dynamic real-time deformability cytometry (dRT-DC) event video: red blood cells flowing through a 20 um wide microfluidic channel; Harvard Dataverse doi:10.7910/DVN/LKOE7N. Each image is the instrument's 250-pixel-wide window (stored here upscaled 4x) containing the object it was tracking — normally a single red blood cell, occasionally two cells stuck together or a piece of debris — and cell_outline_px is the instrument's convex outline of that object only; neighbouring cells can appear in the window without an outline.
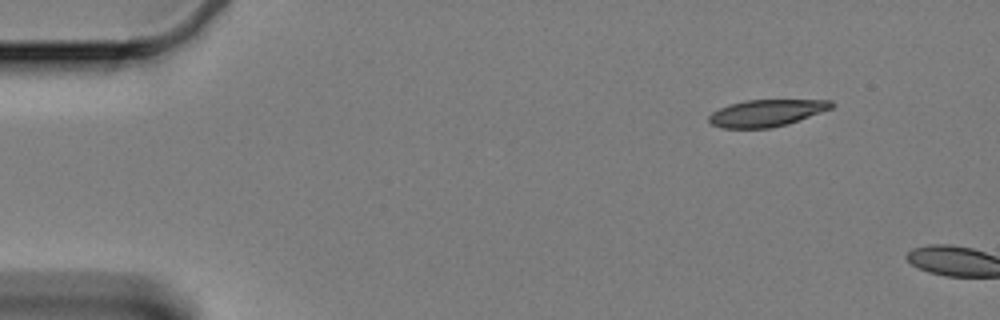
{"species": "Egyptian fruit bat (a non-hibernating species)", "species_latin": "Rousettus aegyptiacus", "temperature_condition": "cold", "stored_images_in_passage": 4, "camera_frame_rate_fps": 3000, "um_per_image_px": 0.085, "animal": {"sex": "female"}, "frame": {"image": 1, "passage_image": 1, "time_ms": 0.0, "image_size_px": [1000, 320], "cell_outline_px": [[836, 104], [832, 108], [788, 124], [772, 128], [720, 128], [712, 124], [708, 120], [708, 116], [712, 112], [728, 104], [748, 100], [832, 100]], "centroid_in_image_um": [65.15, 9.61], "position_along_channel_um": 19.9, "area_um2": 19.25}}